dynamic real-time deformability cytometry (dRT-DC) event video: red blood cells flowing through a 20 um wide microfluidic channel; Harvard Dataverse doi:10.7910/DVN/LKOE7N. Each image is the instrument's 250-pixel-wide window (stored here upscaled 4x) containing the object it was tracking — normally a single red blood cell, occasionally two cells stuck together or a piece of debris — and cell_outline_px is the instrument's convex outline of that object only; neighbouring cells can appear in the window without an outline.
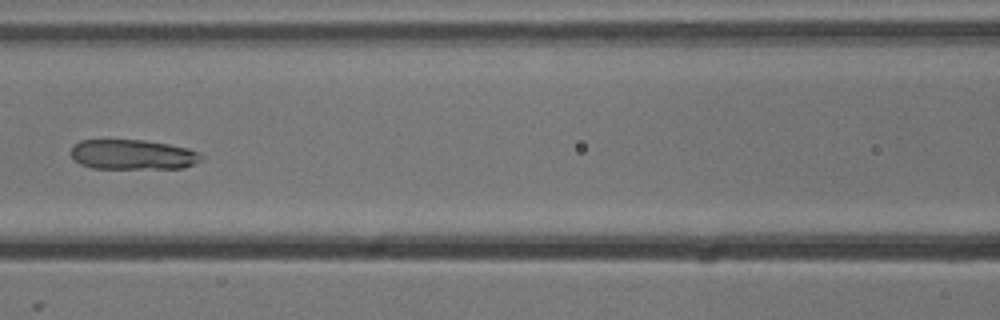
{"species": "common noctule bat (a hibernating species)", "species_latin": "Nyctalus noctula", "temperature_condition": "cold", "stored_images_in_passage": 7, "camera_frame_rate_fps": 3000, "um_per_image_px": 0.085, "animal": {"sex": "male", "body_mass_g": 13.3}, "frame": {"image": 1, "passage_image": 7, "time_ms": 2.0, "image_size_px": [1000, 320], "cell_outline_px": [[204, 156], [200, 160], [184, 168], [92, 168], [80, 164], [72, 160], [72, 144], [80, 140], [144, 140], [168, 144], [188, 148]], "centroid_in_image_um": [11.24, 13.14], "position_along_channel_um": 155.4, "area_um2": 22.72}}